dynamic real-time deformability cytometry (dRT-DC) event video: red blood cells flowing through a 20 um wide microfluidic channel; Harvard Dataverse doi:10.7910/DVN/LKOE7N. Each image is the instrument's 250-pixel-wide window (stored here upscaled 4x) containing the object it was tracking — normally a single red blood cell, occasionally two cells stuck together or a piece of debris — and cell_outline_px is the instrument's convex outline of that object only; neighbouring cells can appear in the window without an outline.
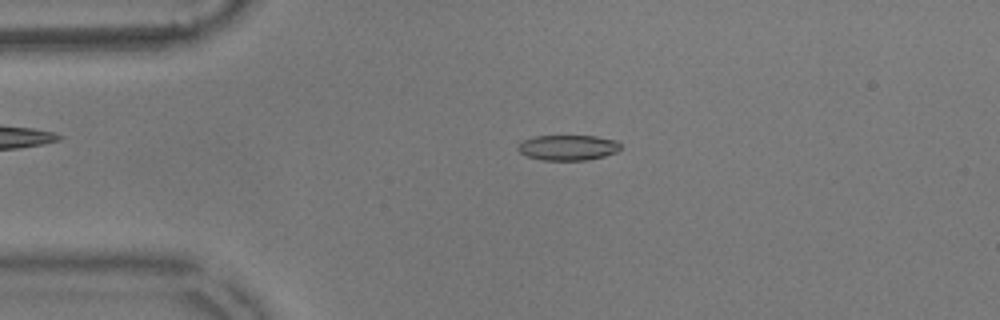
{"species": "common noctule bat (a hibernating species)", "species_latin": "Nyctalus noctula", "temperature_condition": "warm", "stored_images_in_passage": 53, "camera_frame_rate_fps": 3000, "um_per_image_px": 0.085, "animal": {"sex": "male", "body_mass_g": 17.9}, "frame": {"image": 1, "passage_image": 10, "time_ms": 3.0, "image_size_px": [1000, 320], "cell_outline_px": [[620, 148], [616, 152], [604, 156], [588, 160], [540, 160], [528, 156], [520, 152], [516, 148], [524, 140], [536, 136], [596, 136], [616, 140], [620, 144]], "centroid_in_image_um": [48.29, 12.55], "position_along_channel_um": 36.7, "area_um2": 15.09}}
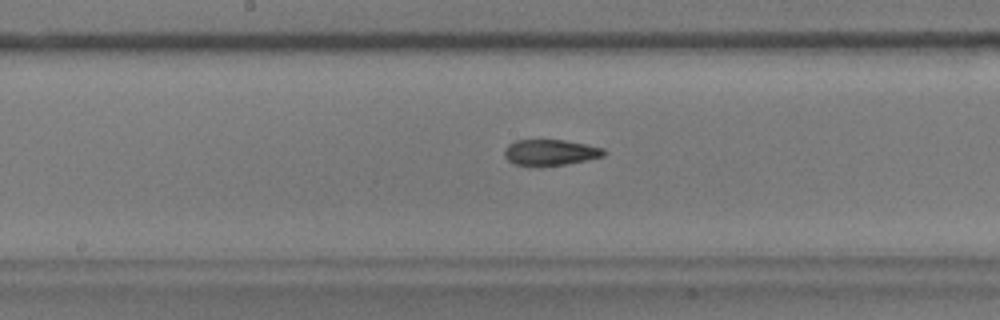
{"frame": {"image": 2, "passage_image": 26, "time_ms": 8.333, "image_size_px": [1000, 320], "cell_outline_px": [[608, 152], [604, 156], [564, 164], [516, 164], [508, 160], [504, 156], [504, 152], [508, 144], [516, 140], [564, 140], [604, 148]], "centroid_in_image_um": [46.8, 12.92], "position_along_channel_um": 201.4, "area_um2": 14.51}}
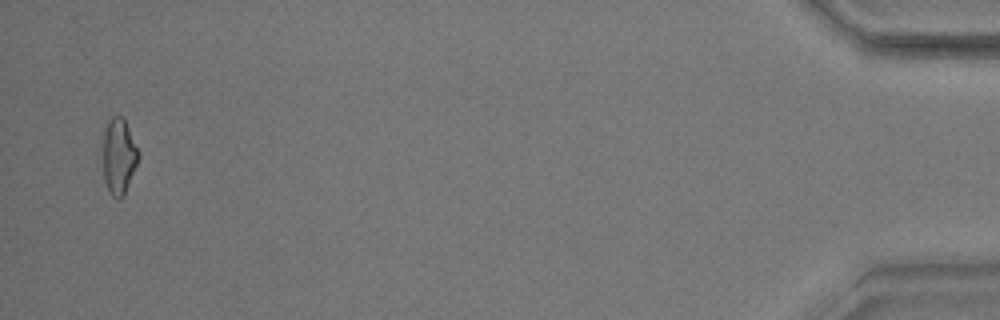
{"frame": {"image": 3, "passage_image": 52, "time_ms": 17.0, "image_size_px": [1000, 320], "cell_outline_px": [[140, 156], [124, 196], [120, 200], [116, 200], [108, 192], [104, 180], [104, 132], [108, 120], [112, 116], [124, 116], [140, 152]], "centroid_in_image_um": [10.13, 13.29], "position_along_channel_um": 425.1, "area_um2": 15.95}, "authors_computed_cell_mechanics": {"area_um2": 15.606, "velocity_mm_per_s": 3.6173, "shape_relaxation_time_tau1_ms": null, "shape_relaxation_time_tau2_ms": 2.6294, "deformation_change_tau1": null, "deformation_change_tau2": 0.0934}}